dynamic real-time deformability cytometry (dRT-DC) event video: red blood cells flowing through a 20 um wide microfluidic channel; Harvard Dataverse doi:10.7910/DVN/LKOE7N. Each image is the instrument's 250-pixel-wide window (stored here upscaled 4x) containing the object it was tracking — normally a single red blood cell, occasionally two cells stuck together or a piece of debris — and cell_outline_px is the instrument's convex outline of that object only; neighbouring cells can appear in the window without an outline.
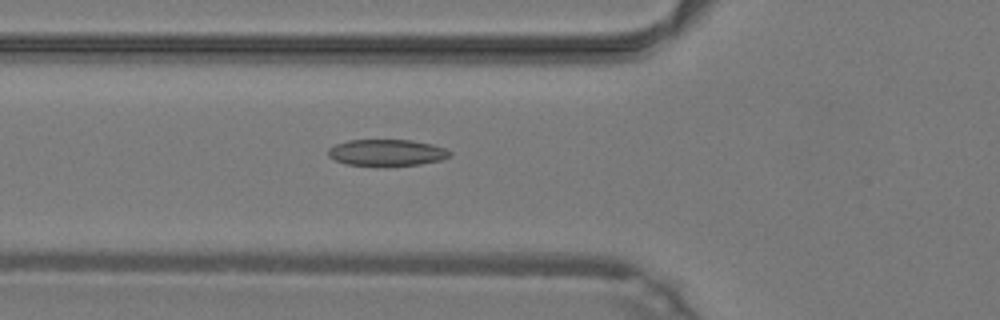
{"species": "common noctule bat (a hibernating species)", "species_latin": "Nyctalus noctula", "temperature_condition": "warm", "stored_images_in_passage": 49, "camera_frame_rate_fps": 3000, "um_per_image_px": 0.085, "animal": {"sex": "male", "body_mass_g": 19.2, "forearm_length_mm": 51.8}, "frame": {"image": 1, "passage_image": 18, "time_ms": 5.667, "image_size_px": [1000, 320], "cell_outline_px": [[452, 156], [440, 160], [420, 164], [348, 164], [336, 160], [328, 156], [328, 148], [336, 144], [348, 140], [412, 140], [432, 144], [444, 148], [452, 152]], "centroid_in_image_um": [32.9, 12.94], "position_along_channel_um": 92.9, "area_um2": 18.26}}
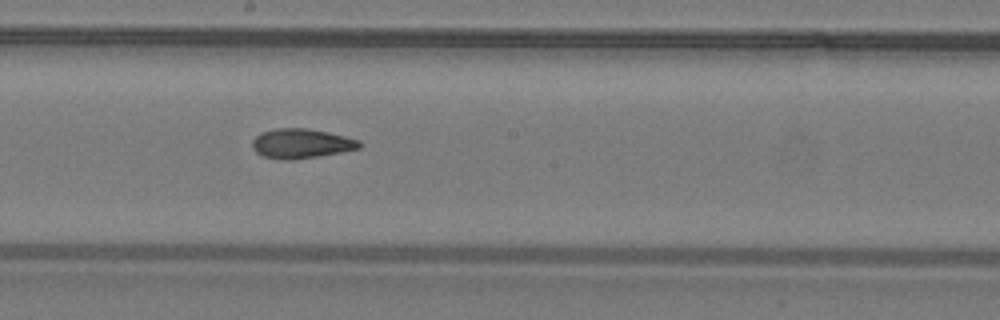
{"frame": {"image": 2, "passage_image": 27, "time_ms": 8.667, "image_size_px": [1000, 320], "cell_outline_px": [[364, 144], [360, 148], [320, 156], [292, 160], [280, 160], [264, 156], [256, 152], [252, 148], [252, 140], [260, 132], [276, 128], [308, 128], [328, 132], [360, 140]], "centroid_in_image_um": [25.6, 12.2], "position_along_channel_um": 222.6, "area_um2": 18.67}}
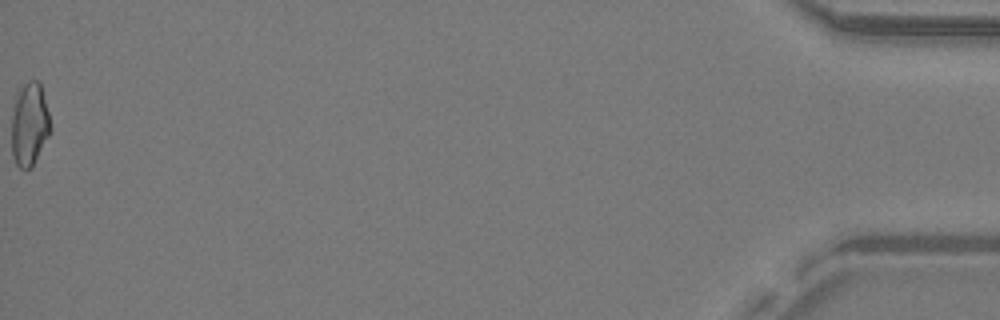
{"frame": {"image": 3, "passage_image": 49, "time_ms": 16.0, "image_size_px": [1000, 320], "cell_outline_px": [[52, 128], [32, 168], [20, 168], [16, 164], [12, 156], [12, 116], [16, 100], [20, 88], [28, 80], [36, 80], [40, 84], [48, 112]], "centroid_in_image_um": [2.51, 10.6], "position_along_channel_um": 432.7, "area_um2": 18.55}, "authors_computed_cell_mechanics": {"area_um2": 18.5538, "velocity_mm_per_s": 4.3096, "shape_relaxation_time_tau1_ms": null, "shape_relaxation_time_tau2_ms": 2.5463, "deformation_change_tau1": null, "deformation_change_tau2": 0.0963}}